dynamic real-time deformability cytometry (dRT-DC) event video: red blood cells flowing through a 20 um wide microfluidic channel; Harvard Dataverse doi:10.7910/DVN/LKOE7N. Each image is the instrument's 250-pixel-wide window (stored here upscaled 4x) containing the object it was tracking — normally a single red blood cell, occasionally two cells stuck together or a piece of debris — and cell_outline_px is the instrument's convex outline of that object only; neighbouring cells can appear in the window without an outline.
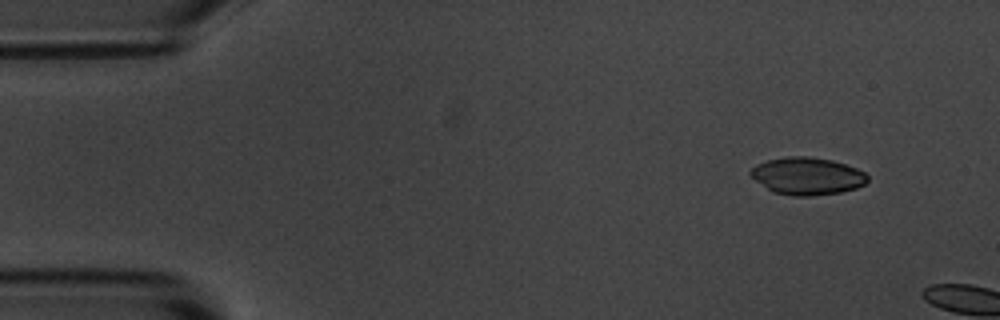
{"species": "common noctule bat (a hibernating species)", "species_latin": "Nyctalus noctula", "temperature_condition": "room temperature", "stored_images_in_passage": 6, "segment_of_instrument_passage": [2, 2], "camera_frame_rate_fps": 3000, "um_per_image_px": 0.085, "animal": {"sex": "male", "body_mass_g": 20.1, "forearm_length_mm": 53.5}, "frame": {"image": 1, "passage_image": 6, "time_ms": 5.667, "image_size_px": [1000, 320], "cell_outline_px": [[868, 180], [864, 184], [856, 188], [840, 192], [808, 196], [792, 196], [772, 192], [756, 180], [748, 172], [756, 164], [768, 160], [784, 156], [808, 156], [832, 160], [856, 168], [864, 172], [868, 176]], "centroid_in_image_um": [68.6, 14.96], "position_along_channel_um": 16.4, "area_um2": 25.43}}